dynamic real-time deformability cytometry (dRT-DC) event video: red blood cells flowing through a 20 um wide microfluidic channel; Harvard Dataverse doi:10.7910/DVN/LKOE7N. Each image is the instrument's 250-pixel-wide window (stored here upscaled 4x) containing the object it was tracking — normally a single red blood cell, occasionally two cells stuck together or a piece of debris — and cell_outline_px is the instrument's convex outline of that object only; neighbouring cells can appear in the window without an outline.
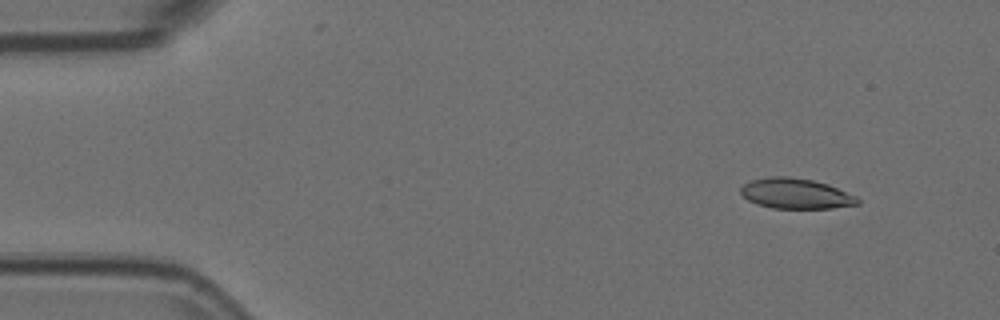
{"species": "Egyptian fruit bat (a non-hibernating species)", "species_latin": "Rousettus aegyptiacus", "temperature_condition": "room temperature", "stored_images_in_passage": 56, "camera_frame_rate_fps": 3000, "um_per_image_px": 0.085, "animal": {"sex": "female"}, "frame": {"image": 1, "passage_image": 6, "time_ms": 1.667, "image_size_px": [1000, 320], "cell_outline_px": [[860, 204], [832, 208], [772, 208], [756, 204], [748, 200], [740, 192], [740, 188], [748, 180], [768, 176], [788, 176], [812, 180], [828, 184], [856, 196], [860, 200]], "centroid_in_image_um": [67.62, 16.44], "position_along_channel_um": 17.4, "area_um2": 20.81}}
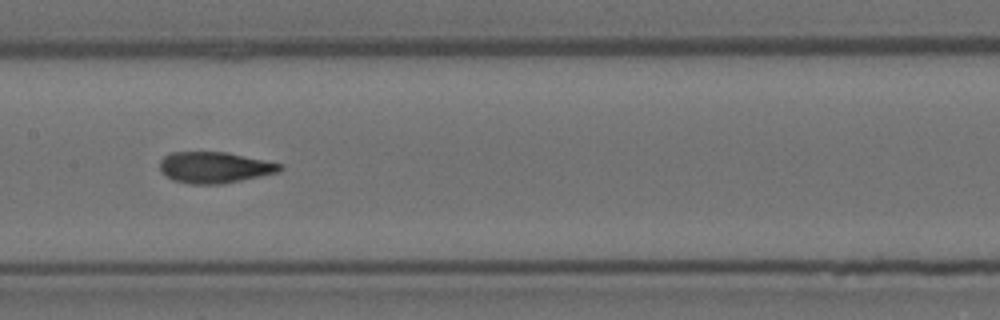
{"frame": {"image": 2, "passage_image": 28, "time_ms": 9.0, "image_size_px": [1000, 320], "cell_outline_px": [[284, 168], [280, 172], [220, 184], [188, 184], [172, 180], [160, 172], [160, 160], [164, 156], [172, 152], [228, 152], [284, 164]], "centroid_in_image_um": [18.25, 14.23], "position_along_channel_um": 189.2, "area_um2": 22.02}}
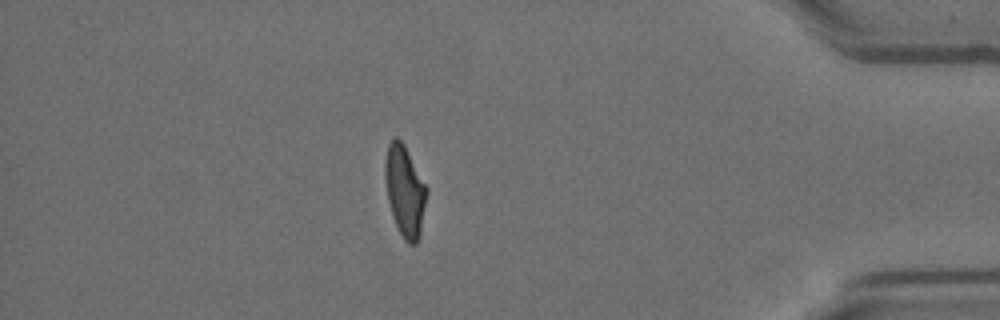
{"frame": {"image": 3, "passage_image": 49, "time_ms": 16.0, "image_size_px": [1000, 320], "cell_outline_px": [[428, 192], [420, 236], [416, 244], [408, 244], [404, 240], [396, 224], [388, 200], [384, 176], [384, 164], [388, 144], [396, 136], [404, 144], [428, 188]], "centroid_in_image_um": [34.42, 16.23], "position_along_channel_um": 400.8, "area_um2": 22.08}, "authors_computed_cell_mechanics": {"area_um2": 21.7039, "velocity_mm_per_s": 3.628, "shape_relaxation_time_tau1_ms": 10.6389, "shape_relaxation_time_tau2_ms": 1.6134, "deformation_change_tau1": 0.2851, "deformation_change_tau2": 0.0704}}